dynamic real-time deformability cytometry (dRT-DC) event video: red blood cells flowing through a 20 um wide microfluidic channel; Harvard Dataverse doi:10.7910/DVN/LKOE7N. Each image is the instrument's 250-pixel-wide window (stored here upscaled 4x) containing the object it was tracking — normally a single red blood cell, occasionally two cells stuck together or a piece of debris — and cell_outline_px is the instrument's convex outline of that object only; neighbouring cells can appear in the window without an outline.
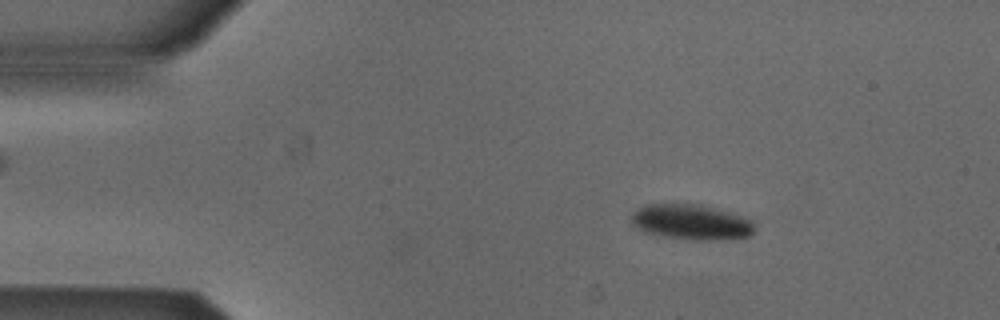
{"species": "Egyptian fruit bat (a non-hibernating species)", "species_latin": "Rousettus aegyptiacus", "temperature_condition": "cold", "stored_images_in_passage": 40, "camera_frame_rate_fps": 3000, "um_per_image_px": 0.085, "animal": {"sex": "male"}, "frame": {"image": 1, "passage_image": 8, "time_ms": 2.333, "image_size_px": [1000, 320], "cell_outline_px": [[756, 228], [748, 236], [712, 240], [692, 240], [644, 232], [632, 224], [628, 220], [632, 212], [644, 204], [700, 204], [728, 212], [752, 220]], "centroid_in_image_um": [58.7, 18.86], "position_along_channel_um": 26.3, "area_um2": 25.2}}
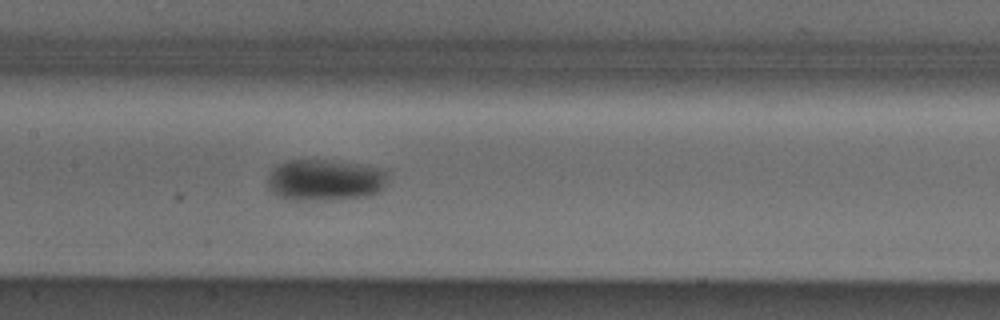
{"frame": {"image": 2, "passage_image": 25, "time_ms": 8.0, "image_size_px": [1000, 320], "cell_outline_px": [[388, 180], [384, 188], [380, 192], [364, 196], [324, 200], [288, 200], [272, 192], [268, 188], [268, 176], [272, 168], [276, 164], [288, 160], [332, 160], [360, 164], [384, 168], [388, 172]], "centroid_in_image_um": [27.64, 15.29], "position_along_channel_um": 179.8, "area_um2": 29.48}}
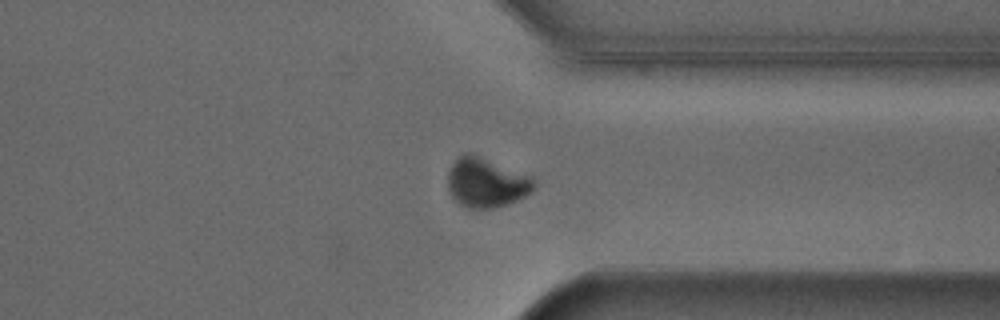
{"frame": {"image": 3, "passage_image": 40, "time_ms": 13.0, "image_size_px": [1000, 320], "cell_outline_px": [[536, 184], [524, 196], [508, 204], [492, 208], [468, 208], [452, 200], [448, 192], [448, 172], [452, 164], [464, 152], [472, 152], [532, 176], [536, 180]], "centroid_in_image_um": [41.3, 15.5], "position_along_channel_um": 370.1, "area_um2": 25.14}, "authors_computed_cell_mechanics": {"area_um2": 27.5706, "velocity_mm_per_s": 3.8449, "shape_relaxation_time_tau1_ms": 5.5386, "shape_relaxation_time_tau2_ms": null, "deformation_change_tau1": 0.0827, "deformation_change_tau2": null}}